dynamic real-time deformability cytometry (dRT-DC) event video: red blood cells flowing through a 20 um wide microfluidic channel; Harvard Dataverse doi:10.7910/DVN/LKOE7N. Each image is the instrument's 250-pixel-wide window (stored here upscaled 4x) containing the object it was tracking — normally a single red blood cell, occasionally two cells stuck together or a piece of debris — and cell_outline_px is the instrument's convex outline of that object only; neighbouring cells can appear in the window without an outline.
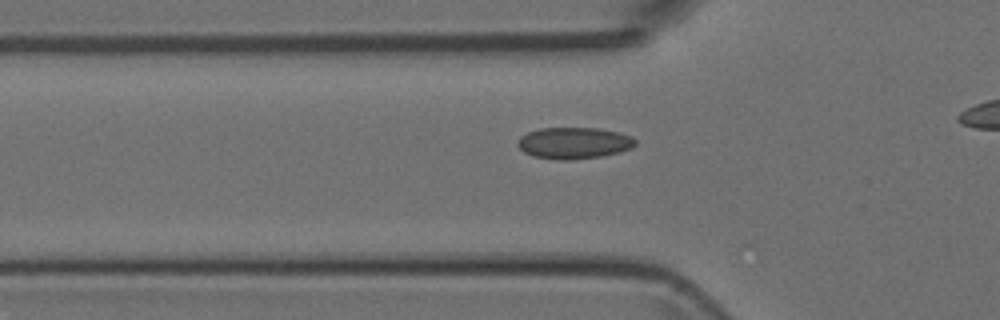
{"species": "Egyptian fruit bat (a non-hibernating species)", "species_latin": "Rousettus aegyptiacus", "temperature_condition": "room temperature", "stored_images_in_passage": 36, "camera_frame_rate_fps": 3000, "um_per_image_px": 0.085, "animal": {"sex": "female"}, "frame": {"image": 1, "passage_image": 12, "time_ms": 3.667, "image_size_px": [1000, 320], "cell_outline_px": [[636, 144], [632, 148], [620, 152], [600, 156], [572, 160], [556, 160], [532, 156], [524, 152], [516, 144], [520, 136], [528, 132], [540, 128], [596, 128], [620, 132], [632, 136], [636, 140]], "centroid_in_image_um": [48.79, 12.16], "position_along_channel_um": 77.0, "area_um2": 21.79}}
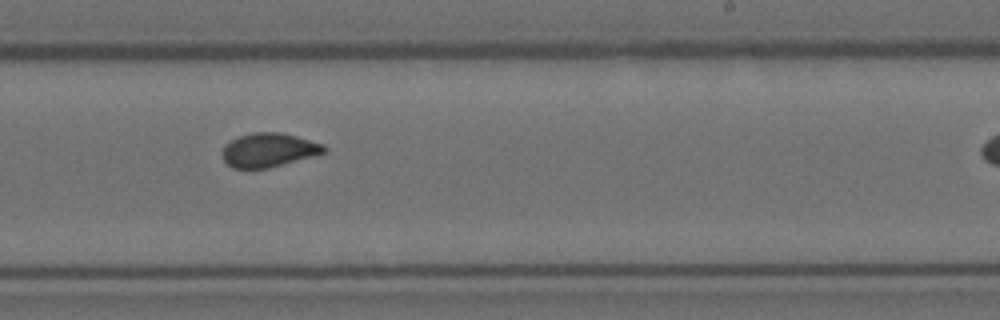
{"frame": {"image": 2, "passage_image": 26, "time_ms": 8.333, "image_size_px": [1000, 320], "cell_outline_px": [[328, 148], [324, 152], [312, 156], [268, 168], [232, 168], [224, 160], [224, 148], [232, 140], [240, 136], [252, 132], [280, 132], [296, 136], [324, 144]], "centroid_in_image_um": [22.87, 12.74], "position_along_channel_um": 266.1, "area_um2": 19.71}}
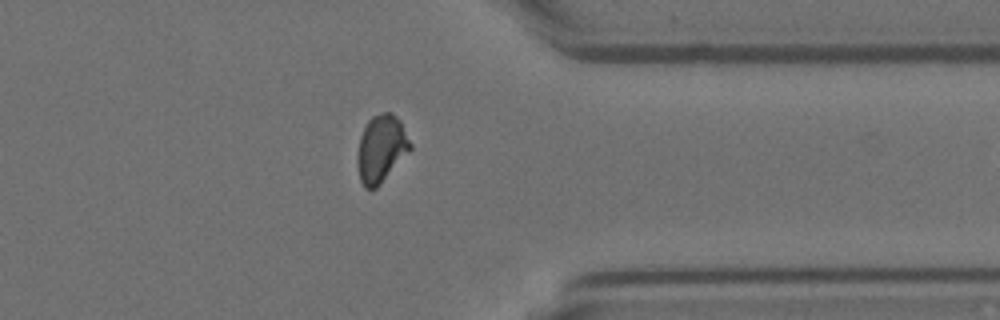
{"frame": {"image": 3, "passage_image": 35, "time_ms": 11.333, "image_size_px": [1000, 320], "cell_outline_px": [[412, 148], [380, 184], [376, 188], [364, 188], [360, 180], [356, 160], [360, 136], [368, 120], [372, 116], [384, 112], [392, 112], [400, 120], [412, 144]], "centroid_in_image_um": [32.39, 12.62], "position_along_channel_um": 379.0, "area_um2": 20.69}}